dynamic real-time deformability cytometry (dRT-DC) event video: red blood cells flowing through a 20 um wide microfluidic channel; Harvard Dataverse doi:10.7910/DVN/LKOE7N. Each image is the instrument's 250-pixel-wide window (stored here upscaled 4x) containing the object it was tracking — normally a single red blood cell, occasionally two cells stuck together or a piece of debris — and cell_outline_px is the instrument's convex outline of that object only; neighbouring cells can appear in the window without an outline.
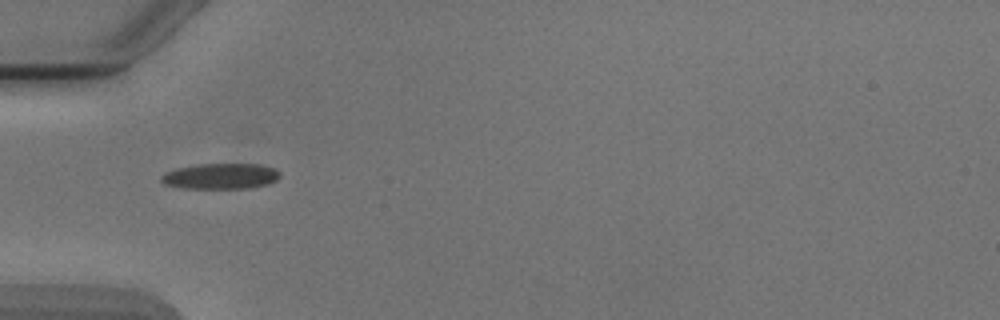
{"species": "Egyptian fruit bat (a non-hibernating species)", "species_latin": "Rousettus aegyptiacus", "temperature_condition": "cold", "stored_images_in_passage": 6, "camera_frame_rate_fps": 3000, "um_per_image_px": 0.085, "animal": {"sex": "male"}, "frame": {"image": 1, "passage_image": 5, "time_ms": 5.0, "image_size_px": [1000, 320], "cell_outline_px": [[280, 176], [276, 180], [268, 184], [252, 188], [184, 188], [164, 184], [160, 180], [160, 176], [164, 172], [176, 168], [196, 164], [260, 164], [276, 168], [280, 172]], "centroid_in_image_um": [18.76, 14.97], "position_along_channel_um": 66.2, "area_um2": 17.98}}
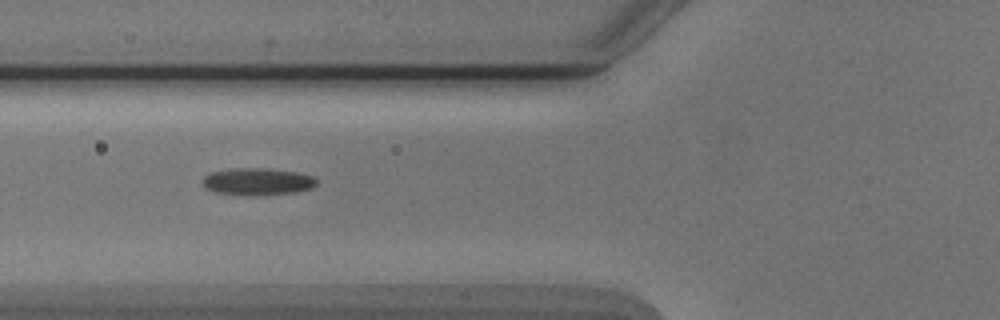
{"frame": {"image": 2, "passage_image": 6, "time_ms": 6.0, "image_size_px": [1000, 320], "cell_outline_px": [[316, 184], [312, 188], [296, 192], [252, 196], [244, 196], [212, 192], [204, 188], [204, 176], [208, 172], [232, 168], [268, 168], [296, 172], [312, 176], [316, 180]], "centroid_in_image_um": [21.83, 15.44], "position_along_channel_um": 104.0, "area_um2": 18.32}}